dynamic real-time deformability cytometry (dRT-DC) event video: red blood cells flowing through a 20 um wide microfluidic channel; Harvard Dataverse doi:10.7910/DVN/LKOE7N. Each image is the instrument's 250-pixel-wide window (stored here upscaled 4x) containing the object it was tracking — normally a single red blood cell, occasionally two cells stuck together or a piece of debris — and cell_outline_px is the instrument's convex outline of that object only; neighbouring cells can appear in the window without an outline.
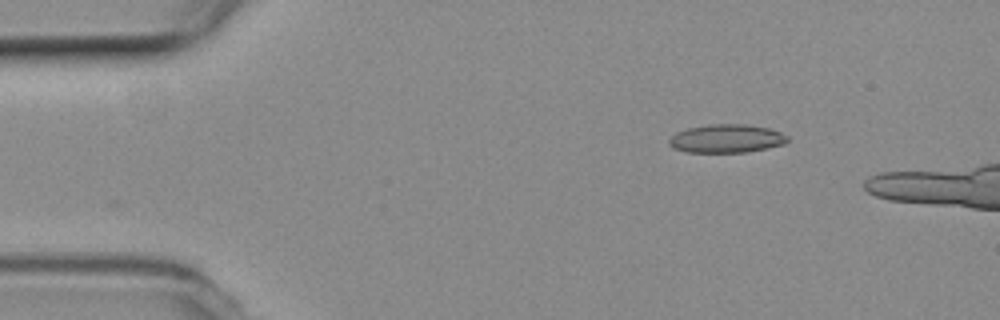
{"species": "common noctule bat (a hibernating species)", "species_latin": "Nyctalus noctula", "temperature_condition": "room temperature", "stored_images_in_passage": 6, "camera_frame_rate_fps": 3000, "um_per_image_px": 0.085, "animal": {"sex": "female", "body_mass_g": 19.3, "forearm_length_mm": 54.1}, "frame": {"image": 1, "passage_image": 2, "time_ms": 0.333, "image_size_px": [1000, 320], "cell_outline_px": [[788, 140], [784, 144], [768, 148], [748, 152], [684, 152], [672, 148], [668, 144], [668, 140], [676, 132], [688, 128], [708, 124], [748, 124], [768, 128], [780, 132], [788, 136]], "centroid_in_image_um": [61.73, 11.78], "position_along_channel_um": 23.3, "area_um2": 19.77}}